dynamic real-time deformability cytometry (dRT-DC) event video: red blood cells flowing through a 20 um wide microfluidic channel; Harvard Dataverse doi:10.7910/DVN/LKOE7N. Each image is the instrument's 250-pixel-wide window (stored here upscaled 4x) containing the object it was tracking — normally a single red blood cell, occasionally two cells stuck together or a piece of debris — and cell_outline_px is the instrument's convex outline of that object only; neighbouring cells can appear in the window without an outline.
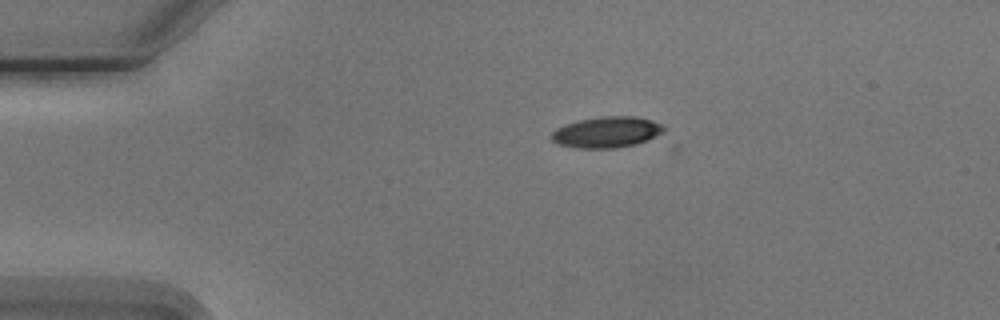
{"species": "Egyptian fruit bat (a non-hibernating species)", "species_latin": "Rousettus aegyptiacus", "temperature_condition": "cold", "stored_images_in_passage": 4, "camera_frame_rate_fps": 3000, "um_per_image_px": 0.085, "animal": {"sex": "male"}, "frame": {"image": 1, "passage_image": 1, "time_ms": 0.0, "image_size_px": [1000, 320], "cell_outline_px": [[664, 128], [660, 132], [648, 140], [636, 144], [616, 148], [576, 148], [556, 144], [548, 136], [556, 128], [564, 124], [580, 120], [600, 116], [636, 116], [652, 120], [664, 124]], "centroid_in_image_um": [51.52, 11.23], "position_along_channel_um": 33.5, "area_um2": 20.46}}
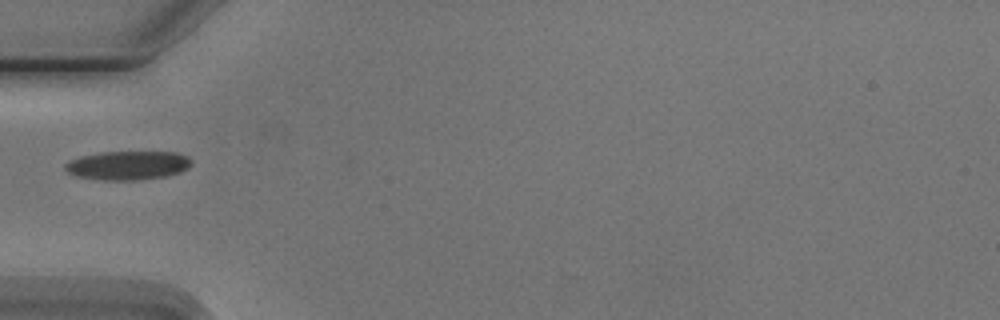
{"frame": {"image": 2, "passage_image": 3, "time_ms": 2.333, "image_size_px": [1000, 320], "cell_outline_px": [[192, 164], [188, 168], [180, 172], [164, 176], [136, 180], [104, 180], [80, 176], [68, 172], [64, 168], [64, 164], [68, 160], [80, 156], [100, 152], [176, 152], [188, 156], [192, 160]], "centroid_in_image_um": [10.87, 14.04], "position_along_channel_um": 74.1, "area_um2": 21.21}}
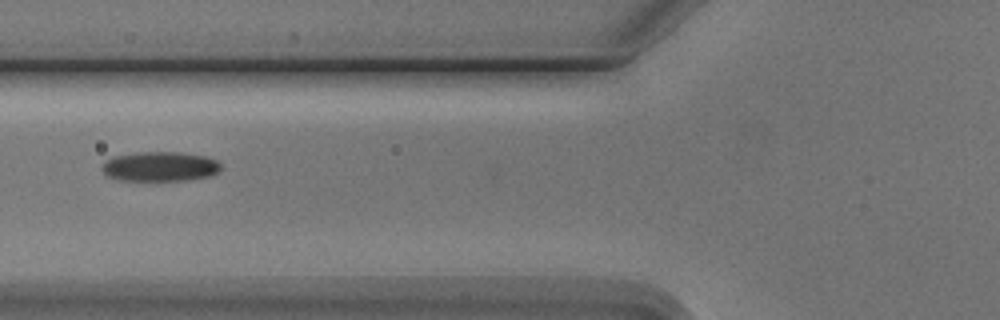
{"frame": {"image": 3, "passage_image": 4, "time_ms": 3.333, "image_size_px": [1000, 320], "cell_outline_px": [[220, 168], [216, 172], [208, 176], [188, 180], [156, 184], [116, 180], [108, 176], [100, 168], [108, 160], [116, 156], [136, 152], [176, 152], [204, 156], [216, 160], [220, 164]], "centroid_in_image_um": [13.55, 14.21], "position_along_channel_um": 112.2, "area_um2": 21.27}}